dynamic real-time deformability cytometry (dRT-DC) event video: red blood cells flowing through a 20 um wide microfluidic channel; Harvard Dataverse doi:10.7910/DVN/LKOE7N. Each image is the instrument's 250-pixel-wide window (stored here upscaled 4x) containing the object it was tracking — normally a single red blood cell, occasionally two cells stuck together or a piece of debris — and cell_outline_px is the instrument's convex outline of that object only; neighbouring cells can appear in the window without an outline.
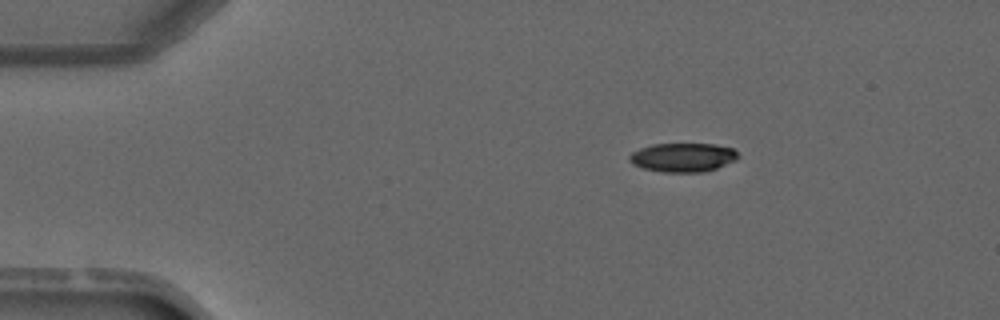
{"species": "common noctule bat (a hibernating species)", "species_latin": "Nyctalus noctula", "temperature_condition": "warm", "stored_images_in_passage": 3, "camera_frame_rate_fps": 3000, "um_per_image_px": 0.085, "animal": {"sex": "male", "forearm_length_mm": 52.5}, "frame": {"image": 1, "passage_image": 1, "time_ms": 0.0, "image_size_px": [1000, 320], "cell_outline_px": [[740, 156], [736, 160], [716, 168], [704, 172], [664, 172], [644, 168], [632, 164], [628, 160], [628, 156], [632, 152], [640, 148], [652, 144], [712, 144], [732, 148]], "centroid_in_image_um": [58.03, 13.38], "position_along_channel_um": 27.0, "area_um2": 18.26}}
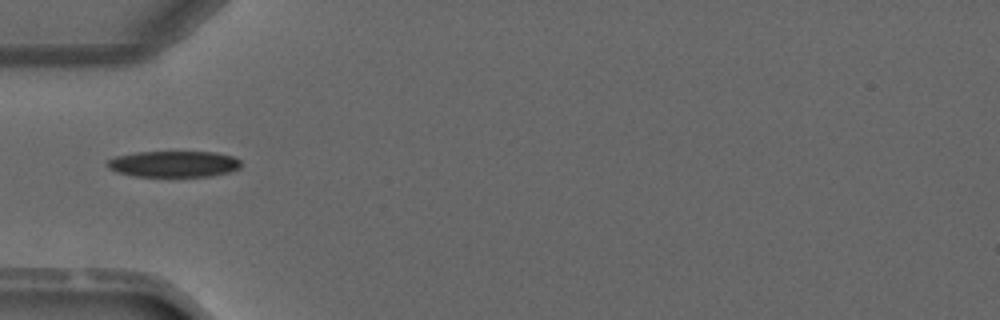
{"frame": {"image": 2, "passage_image": 3, "time_ms": 2.333, "image_size_px": [1000, 320], "cell_outline_px": [[240, 168], [228, 172], [208, 176], [136, 176], [116, 172], [108, 168], [104, 164], [108, 160], [116, 156], [136, 152], [216, 152], [232, 156], [240, 160]], "centroid_in_image_um": [14.73, 13.93], "position_along_channel_um": 70.3, "area_um2": 20.35}}